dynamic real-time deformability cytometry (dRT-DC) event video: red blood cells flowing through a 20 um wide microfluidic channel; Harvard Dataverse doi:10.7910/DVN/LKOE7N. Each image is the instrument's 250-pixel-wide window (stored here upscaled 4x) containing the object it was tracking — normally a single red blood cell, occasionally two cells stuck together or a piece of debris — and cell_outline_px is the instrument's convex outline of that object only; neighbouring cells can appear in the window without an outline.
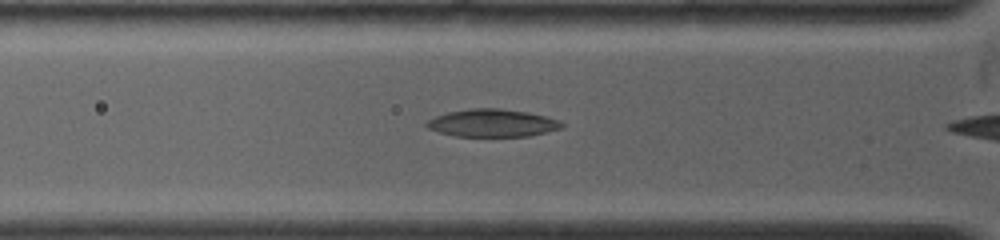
{"species": "common noctule bat (a hibernating species)", "species_latin": "Nyctalus noctula", "temperature_condition": "warm", "stored_images_in_passage": 10, "camera_frame_rate_fps": 4500, "um_per_image_px": 0.085, "animal": {"sex": "female", "body_mass_g": 19.0, "forearm_length_mm": 53.3}, "frame": {"image": 1, "passage_image": 5, "time_ms": 1.333, "image_size_px": [1000, 240], "cell_outline_px": [[564, 124], [560, 128], [528, 136], [456, 136], [440, 132], [428, 128], [424, 124], [428, 120], [436, 116], [448, 112], [468, 108], [500, 108], [524, 112], [544, 116], [556, 120]], "centroid_in_image_um": [41.78, 10.45], "position_along_channel_um": 84.0, "area_um2": 21.39}}
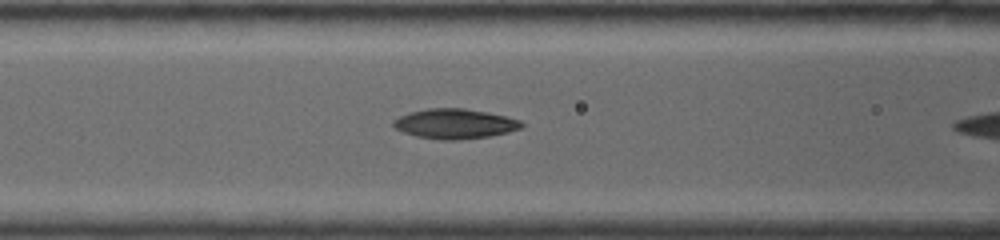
{"frame": {"image": 2, "passage_image": 9, "time_ms": 2.444, "image_size_px": [1000, 240], "cell_outline_px": [[524, 124], [520, 128], [488, 136], [460, 140], [440, 140], [416, 136], [404, 132], [396, 128], [392, 124], [400, 116], [412, 112], [428, 108], [464, 108], [504, 116], [520, 120]], "centroid_in_image_um": [38.64, 10.52], "position_along_channel_um": 128.0, "area_um2": 21.85}}